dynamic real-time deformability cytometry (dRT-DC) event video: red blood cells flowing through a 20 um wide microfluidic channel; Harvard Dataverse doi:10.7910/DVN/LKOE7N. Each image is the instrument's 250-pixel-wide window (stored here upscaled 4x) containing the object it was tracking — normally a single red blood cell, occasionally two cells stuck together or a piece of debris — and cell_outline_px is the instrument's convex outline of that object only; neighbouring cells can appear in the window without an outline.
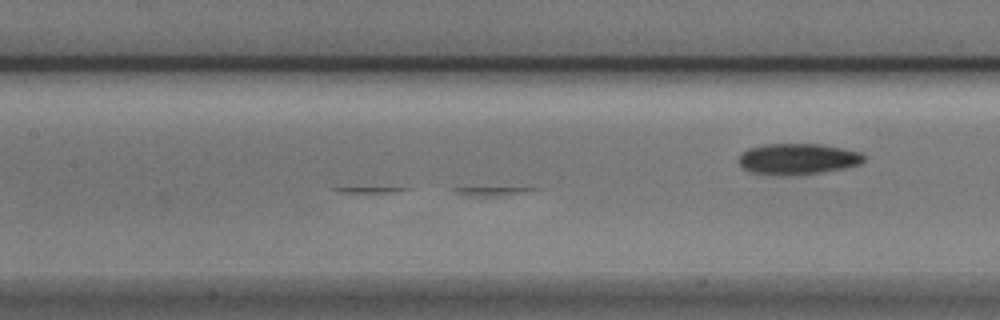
{"species": "Egyptian fruit bat (a non-hibernating species)", "species_latin": "Rousettus aegyptiacus", "temperature_condition": "cold", "stored_images_in_passage": 9, "camera_frame_rate_fps": 3000, "um_per_image_px": 0.085, "animal": {"sex": "male"}, "frame": {"image": 1, "passage_image": 9, "time_ms": 2.667, "image_size_px": [1000, 320], "cell_outline_px": [[864, 160], [860, 164], [848, 168], [800, 176], [760, 176], [748, 172], [740, 168], [736, 160], [740, 152], [748, 148], [764, 144], [820, 144], [860, 152], [864, 156]], "centroid_in_image_um": [67.69, 13.56], "position_along_channel_um": 139.7, "area_um2": 23.7}}